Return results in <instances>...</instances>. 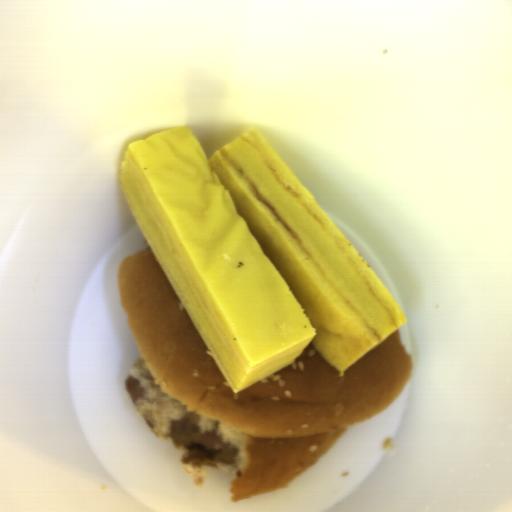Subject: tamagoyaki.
<instances>
[{
  "instance_id": "81b7327e",
  "label": "tamagoyaki",
  "mask_w": 512,
  "mask_h": 512,
  "mask_svg": "<svg viewBox=\"0 0 512 512\" xmlns=\"http://www.w3.org/2000/svg\"><path fill=\"white\" fill-rule=\"evenodd\" d=\"M119 190L235 394L310 342L343 377L408 322L255 127L209 159L185 126L134 142Z\"/></svg>"
}]
</instances>
